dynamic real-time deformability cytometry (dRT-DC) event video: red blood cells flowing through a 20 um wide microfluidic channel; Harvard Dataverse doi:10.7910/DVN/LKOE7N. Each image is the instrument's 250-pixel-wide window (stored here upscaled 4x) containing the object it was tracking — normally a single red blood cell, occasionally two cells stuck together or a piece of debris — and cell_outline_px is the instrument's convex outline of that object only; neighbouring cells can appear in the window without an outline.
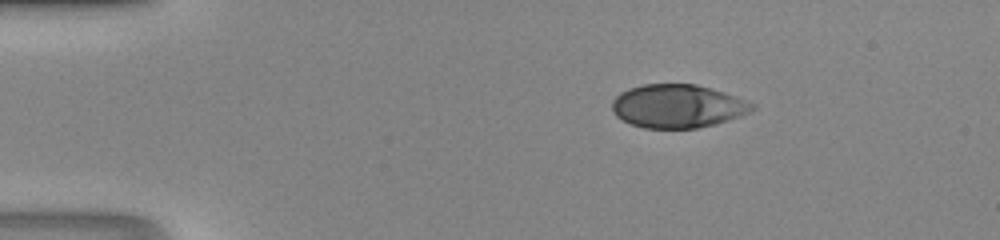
{"species": "human", "species_latin": "Homo sapiens", "temperature_condition": "room temperature", "stored_images_in_passage": 40, "camera_frame_rate_fps": 3000, "um_per_image_px": 0.085, "donor": {"sex": "male"}, "frame": {"image": 1, "passage_image": 1, "time_ms": 0.0, "image_size_px": [1000, 240], "cell_outline_px": [[756, 108], [740, 116], [716, 124], [696, 128], [644, 128], [632, 124], [616, 116], [612, 112], [612, 100], [620, 92], [628, 88], [644, 84], [696, 84], [712, 88], [736, 96], [756, 104]], "centroid_in_image_um": [57.6, 9.01], "position_along_channel_um": 27.4, "area_um2": 35.55}}
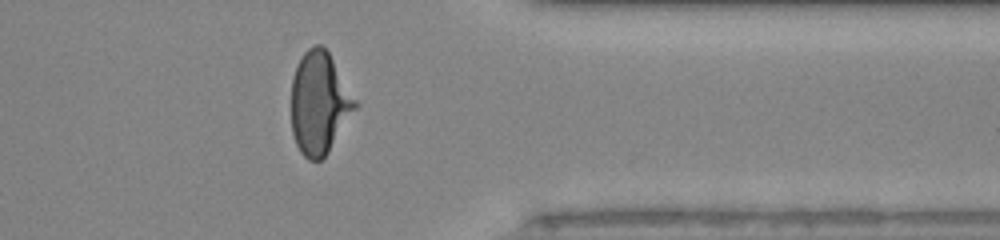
{"frame": {"image": 2, "passage_image": 31, "time_ms": 10.0, "image_size_px": [1000, 240], "cell_outline_px": [[360, 104], [328, 152], [320, 160], [308, 160], [300, 152], [296, 144], [292, 132], [292, 76], [296, 64], [300, 56], [308, 48], [316, 44], [320, 44], [328, 52]], "centroid_in_image_um": [27.15, 8.75], "position_along_channel_um": 384.2, "area_um2": 38.26}}
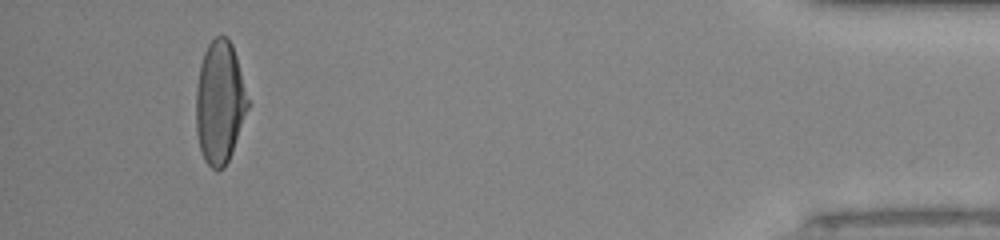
{"frame": {"image": 3, "passage_image": 37, "time_ms": 12.0, "image_size_px": [1000, 240], "cell_outline_px": [[252, 104], [228, 160], [224, 168], [212, 168], [204, 160], [200, 148], [196, 132], [196, 88], [200, 64], [204, 52], [208, 44], [216, 36], [228, 36], [232, 44]], "centroid_in_image_um": [18.71, 8.67], "position_along_channel_um": 416.5, "area_um2": 37.63}}